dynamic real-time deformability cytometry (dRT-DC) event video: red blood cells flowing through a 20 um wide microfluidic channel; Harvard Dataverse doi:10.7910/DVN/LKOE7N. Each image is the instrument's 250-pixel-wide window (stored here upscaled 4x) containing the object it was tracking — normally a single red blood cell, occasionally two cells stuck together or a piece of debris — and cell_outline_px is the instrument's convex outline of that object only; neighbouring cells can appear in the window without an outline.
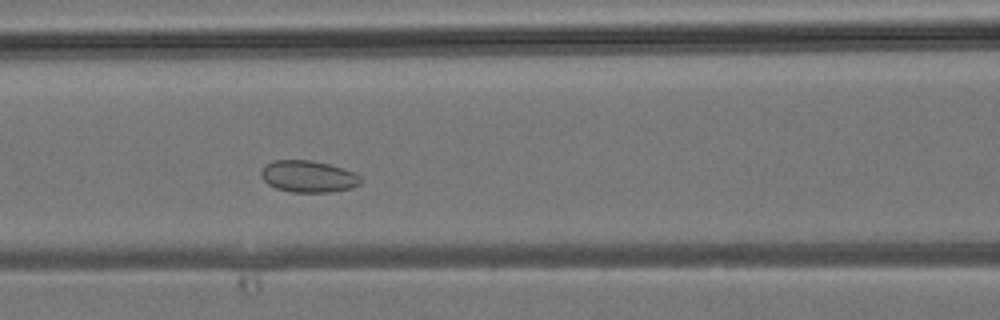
{"species": "common noctule bat (a hibernating species)", "species_latin": "Nyctalus noctula", "temperature_condition": "room temperature", "stored_images_in_passage": 32, "camera_frame_rate_fps": 3000, "um_per_image_px": 0.085, "animal": {"sex": "male", "body_mass_g": 19.2, "forearm_length_mm": 51.8}, "frame": {"image": 1, "passage_image": 11, "time_ms": 3.333, "image_size_px": [1000, 320], "cell_outline_px": [[360, 184], [352, 188], [328, 192], [292, 192], [276, 188], [268, 184], [260, 176], [260, 172], [264, 164], [272, 160], [312, 160], [344, 168], [356, 172], [360, 176]], "centroid_in_image_um": [26.19, 14.99], "position_along_channel_um": 140.4, "area_um2": 18.61}}
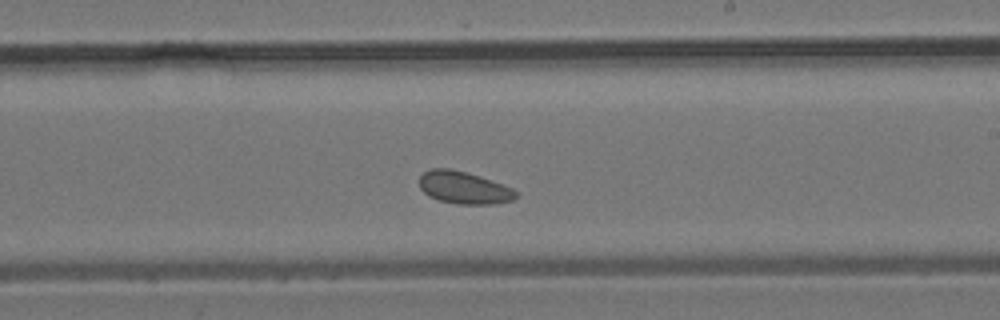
{"frame": {"image": 2, "passage_image": 17, "time_ms": 5.333, "image_size_px": [1000, 320], "cell_outline_px": [[520, 196], [512, 200], [496, 204], [460, 204], [440, 200], [428, 196], [420, 188], [420, 176], [424, 172], [432, 168], [452, 168], [468, 172], [480, 176], [512, 188]], "centroid_in_image_um": [39.44, 15.94], "position_along_channel_um": 249.6, "area_um2": 18.26}}
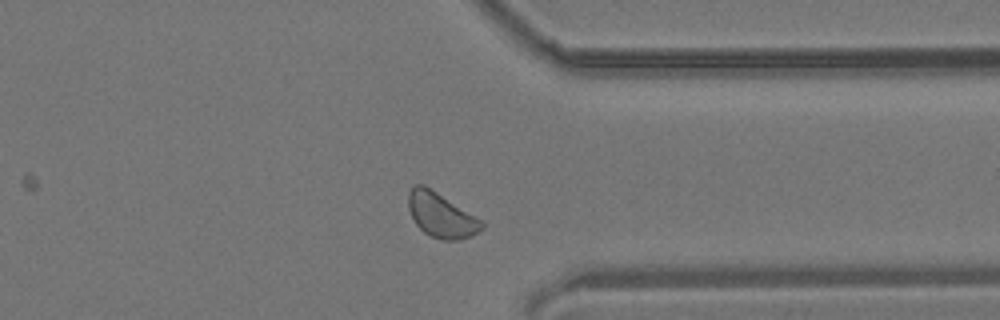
{"frame": {"image": 3, "passage_image": 24, "time_ms": 7.667, "image_size_px": [1000, 320], "cell_outline_px": [[484, 228], [472, 236], [456, 240], [444, 240], [432, 236], [424, 232], [416, 224], [408, 208], [408, 192], [416, 184], [424, 184], [484, 220]], "centroid_in_image_um": [37.53, 18.28], "position_along_channel_um": 373.9, "area_um2": 19.19}}